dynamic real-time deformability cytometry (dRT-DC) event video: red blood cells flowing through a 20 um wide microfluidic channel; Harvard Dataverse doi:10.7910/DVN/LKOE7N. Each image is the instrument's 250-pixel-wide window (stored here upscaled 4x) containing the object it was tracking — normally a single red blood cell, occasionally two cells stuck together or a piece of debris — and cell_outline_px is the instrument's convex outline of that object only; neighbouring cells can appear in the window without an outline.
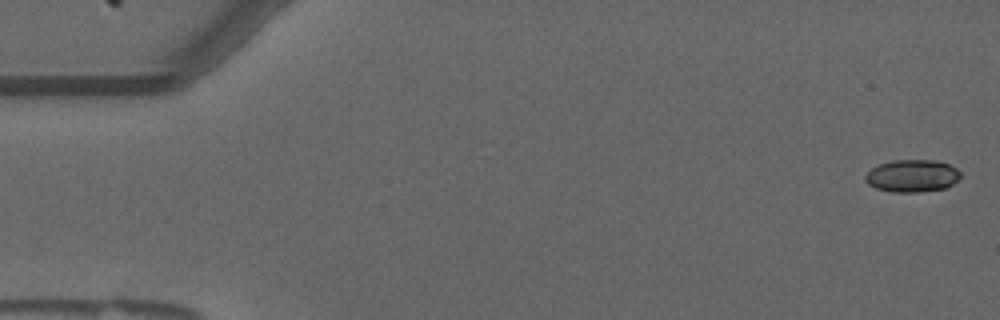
{"species": "common noctule bat (a hibernating species)", "species_latin": "Nyctalus noctula", "temperature_condition": "warm", "stored_images_in_passage": 41, "camera_frame_rate_fps": 3000, "um_per_image_px": 0.085, "animal": {"sex": "male", "forearm_length_mm": 52.5}, "frame": {"image": 1, "passage_image": 2, "time_ms": 0.333, "image_size_px": [1000, 320], "cell_outline_px": [[960, 180], [944, 188], [920, 192], [892, 192], [876, 188], [868, 184], [864, 180], [864, 176], [872, 168], [880, 164], [892, 160], [936, 160], [948, 164], [956, 168], [960, 172]], "centroid_in_image_um": [77.54, 14.95], "position_along_channel_um": 7.5, "area_um2": 18.03}}
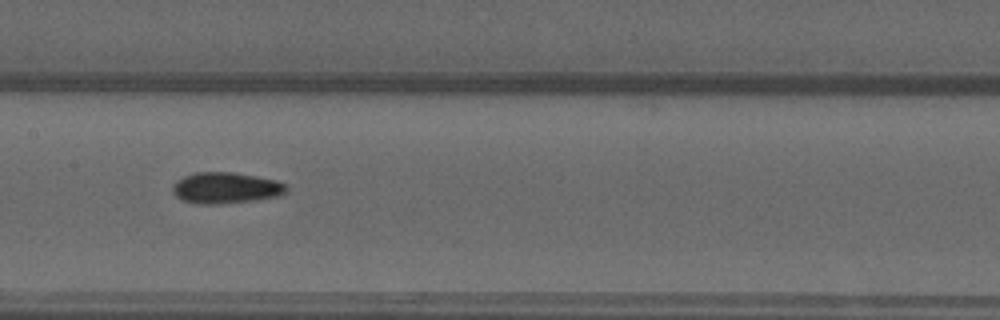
{"frame": {"image": 2, "passage_image": 28, "time_ms": 9.0, "image_size_px": [1000, 320], "cell_outline_px": [[288, 188], [280, 196], [256, 200], [220, 204], [196, 204], [180, 200], [176, 196], [172, 188], [172, 184], [176, 180], [184, 176], [196, 172], [232, 172], [256, 176], [276, 180], [284, 184]], "centroid_in_image_um": [19.16, 15.98], "position_along_channel_um": 188.2, "area_um2": 20.81}}
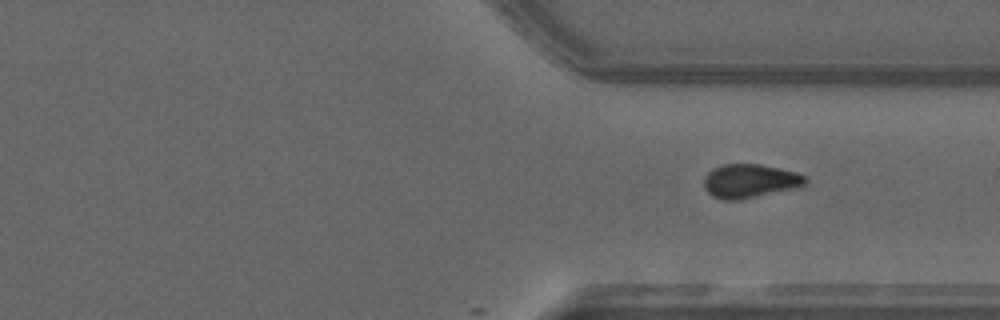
{"frame": {"image": 3, "passage_image": 41, "time_ms": 13.333, "image_size_px": [1000, 320], "cell_outline_px": [[808, 184], [796, 188], [740, 200], [724, 200], [712, 196], [704, 188], [704, 176], [712, 168], [724, 164], [760, 164], [780, 168], [796, 172], [804, 176], [808, 180]], "centroid_in_image_um": [63.74, 15.38], "position_along_channel_um": 347.7, "area_um2": 20.17}}